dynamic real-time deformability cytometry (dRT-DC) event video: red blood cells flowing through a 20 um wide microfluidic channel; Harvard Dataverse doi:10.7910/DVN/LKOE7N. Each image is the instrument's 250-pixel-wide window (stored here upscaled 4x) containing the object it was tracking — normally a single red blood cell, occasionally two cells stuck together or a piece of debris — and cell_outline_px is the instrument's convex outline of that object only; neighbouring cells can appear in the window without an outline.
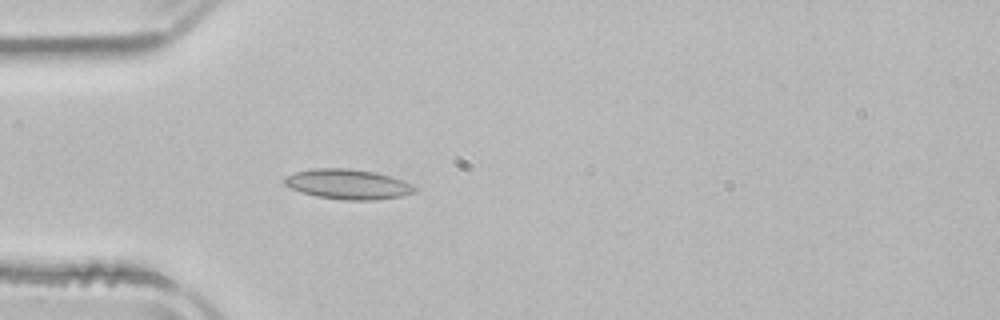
{"species": "common noctule bat (a hibernating species)", "species_latin": "Nyctalus noctula", "temperature_condition": "room temperature", "stored_images_in_passage": 3, "camera_frame_rate_fps": 3000, "um_per_image_px": 0.085, "animal": {"sex": "male", "body_mass_g": 21.5, "forearm_length_mm": 52.0}, "frame": {"image": 1, "passage_image": 3, "time_ms": 4.0, "image_size_px": [1000, 320], "cell_outline_px": [[416, 192], [400, 196], [376, 200], [344, 200], [316, 196], [292, 188], [284, 184], [284, 176], [296, 172], [312, 168], [348, 168], [376, 172], [404, 180], [412, 184], [416, 188]], "centroid_in_image_um": [29.6, 15.65], "position_along_channel_um": 55.4, "area_um2": 22.77}}